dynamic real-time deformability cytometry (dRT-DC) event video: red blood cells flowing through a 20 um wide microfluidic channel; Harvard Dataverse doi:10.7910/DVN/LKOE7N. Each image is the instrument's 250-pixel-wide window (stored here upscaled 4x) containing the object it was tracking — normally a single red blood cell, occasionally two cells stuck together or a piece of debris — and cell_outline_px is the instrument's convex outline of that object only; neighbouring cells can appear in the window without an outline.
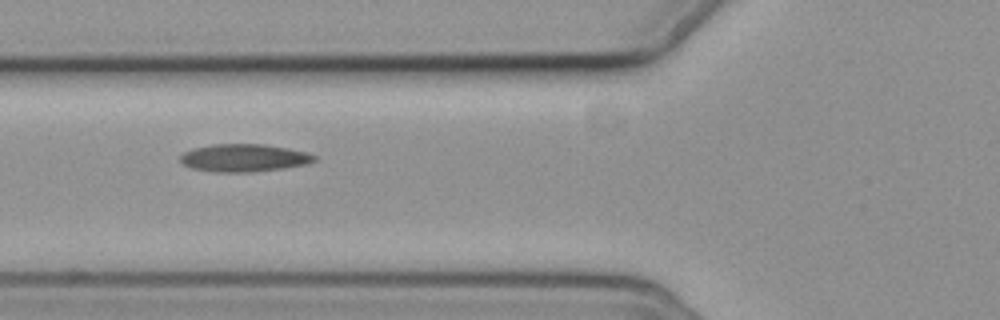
{"species": "common noctule bat (a hibernating species)", "species_latin": "Nyctalus noctula", "temperature_condition": "cold", "stored_images_in_passage": 14, "camera_frame_rate_fps": 3000, "um_per_image_px": 0.085, "animal": {"sex": "female", "body_mass_g": 19.3, "forearm_length_mm": 54.1}, "frame": {"image": 1, "passage_image": 5, "time_ms": 5.0, "image_size_px": [1000, 320], "cell_outline_px": [[316, 160], [308, 164], [252, 172], [216, 172], [192, 168], [184, 164], [180, 160], [180, 156], [184, 152], [192, 148], [212, 144], [264, 144], [288, 148], [308, 152], [316, 156]], "centroid_in_image_um": [20.74, 13.41], "position_along_channel_um": 105.1, "area_um2": 21.62}}
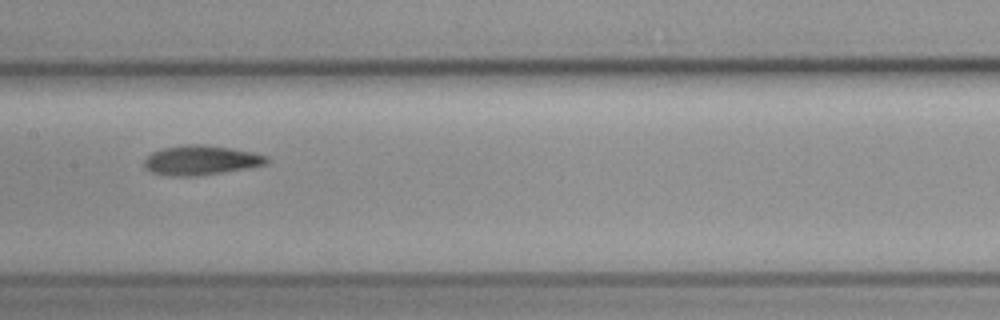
{"frame": {"image": 2, "passage_image": 7, "time_ms": 7.333, "image_size_px": [1000, 320], "cell_outline_px": [[268, 160], [264, 164], [248, 168], [196, 176], [168, 176], [152, 172], [144, 168], [144, 160], [152, 152], [160, 148], [188, 144], [204, 144], [232, 148], [252, 152], [268, 156]], "centroid_in_image_um": [17.04, 13.61], "position_along_channel_um": 190.4, "area_um2": 21.15}}
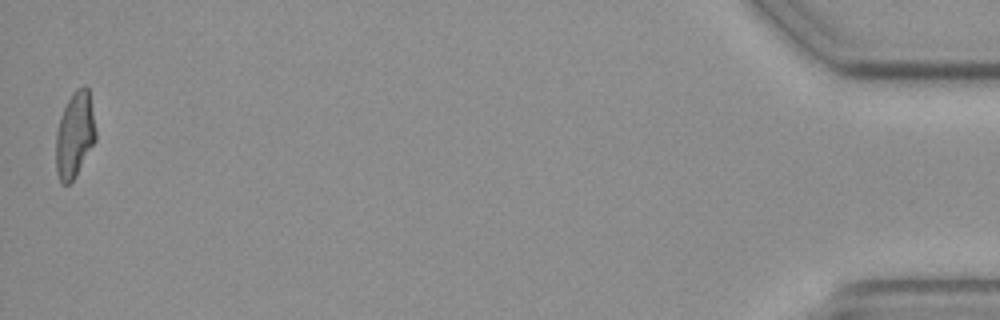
{"frame": {"image": 3, "passage_image": 14, "time_ms": 16.667, "image_size_px": [1000, 320], "cell_outline_px": [[96, 140], [76, 176], [68, 184], [60, 184], [56, 172], [56, 132], [60, 116], [68, 100], [76, 88], [84, 84], [88, 88], [96, 132]], "centroid_in_image_um": [6.34, 11.48], "position_along_channel_um": 428.9, "area_um2": 19.94}, "authors_computed_cell_mechanics": {"area_um2": 20.1433, "velocity_mm_per_s": 3.6278, "shape_relaxation_time_tau1_ms": null, "shape_relaxation_time_tau2_ms": 5.6835, "deformation_change_tau1": null, "deformation_change_tau2": 0.117}}